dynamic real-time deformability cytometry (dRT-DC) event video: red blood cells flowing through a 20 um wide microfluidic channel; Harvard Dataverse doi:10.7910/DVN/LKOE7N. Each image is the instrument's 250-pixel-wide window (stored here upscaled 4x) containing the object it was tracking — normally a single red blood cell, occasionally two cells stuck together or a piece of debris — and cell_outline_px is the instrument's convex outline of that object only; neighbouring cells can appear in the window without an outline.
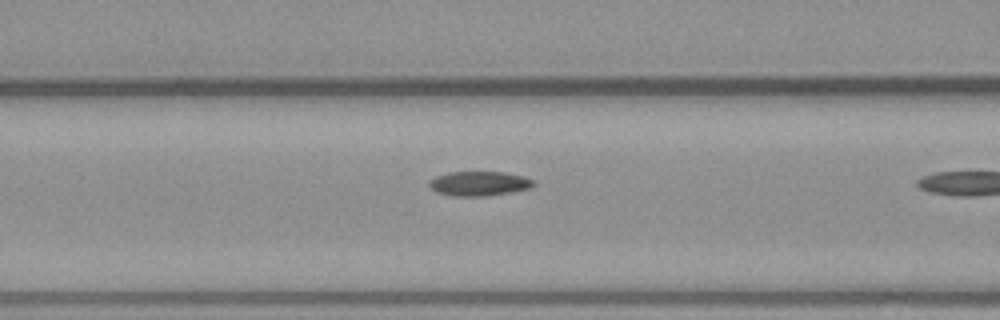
{"species": "common noctule bat (a hibernating species)", "species_latin": "Nyctalus noctula", "temperature_condition": "warm", "stored_images_in_passage": 11, "camera_frame_rate_fps": 3000, "um_per_image_px": 0.085, "animal": {"sex": "male", "body_mass_g": 23.1, "forearm_length_mm": 52.7}, "frame": {"image": 1, "passage_image": 10, "time_ms": 3.0, "image_size_px": [1000, 320], "cell_outline_px": [[536, 184], [532, 188], [484, 196], [452, 196], [436, 192], [428, 184], [436, 176], [448, 172], [504, 172], [524, 176], [532, 180]], "centroid_in_image_um": [40.74, 15.6], "position_along_channel_um": 125.9, "area_um2": 14.8}}